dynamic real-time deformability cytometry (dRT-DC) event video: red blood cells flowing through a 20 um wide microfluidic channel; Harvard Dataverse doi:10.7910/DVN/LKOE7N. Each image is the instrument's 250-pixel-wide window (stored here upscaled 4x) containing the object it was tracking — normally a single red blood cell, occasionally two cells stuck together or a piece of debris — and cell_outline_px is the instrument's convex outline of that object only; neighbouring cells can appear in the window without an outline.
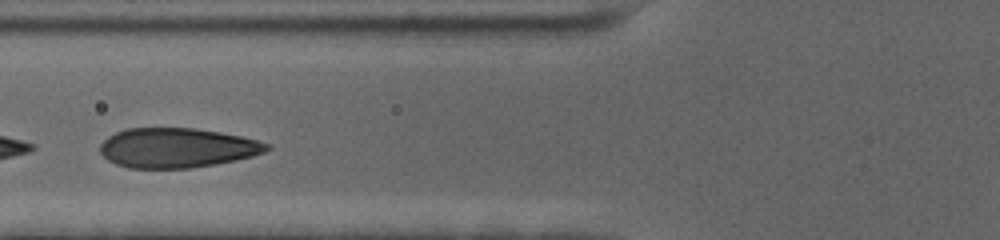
{"species": "human", "species_latin": "Homo sapiens", "temperature_condition": "cold", "stored_images_in_passage": 16, "camera_frame_rate_fps": 3000, "um_per_image_px": 0.085, "donor": {"sex": "female"}, "frame": {"image": 1, "passage_image": 14, "time_ms": 4.333, "image_size_px": [1000, 240], "cell_outline_px": [[272, 148], [264, 152], [252, 156], [236, 160], [188, 168], [128, 168], [116, 164], [108, 160], [100, 152], [100, 144], [108, 136], [116, 132], [128, 128], [196, 128], [220, 132], [240, 136], [272, 144]], "centroid_in_image_um": [15.05, 12.56], "position_along_channel_um": 110.8, "area_um2": 38.49}}